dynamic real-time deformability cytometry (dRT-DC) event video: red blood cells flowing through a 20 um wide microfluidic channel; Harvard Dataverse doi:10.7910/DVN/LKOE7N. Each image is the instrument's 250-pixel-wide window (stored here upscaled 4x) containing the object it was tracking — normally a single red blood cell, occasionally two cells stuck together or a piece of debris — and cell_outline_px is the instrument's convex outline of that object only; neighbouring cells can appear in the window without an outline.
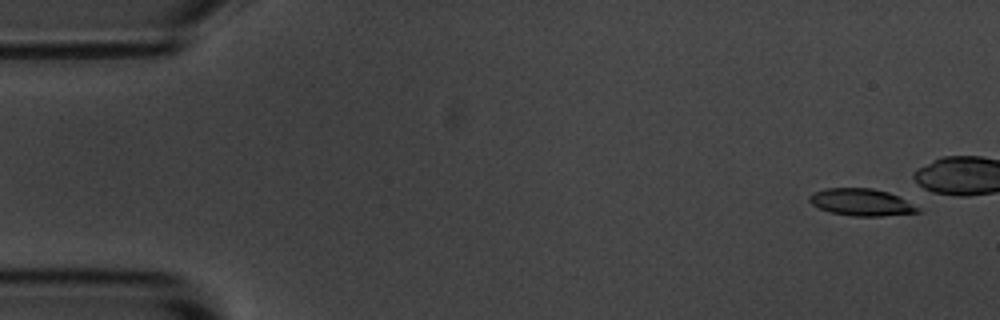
{"species": "common noctule bat (a hibernating species)", "species_latin": "Nyctalus noctula", "temperature_condition": "room temperature", "stored_images_in_passage": 8, "camera_frame_rate_fps": 3000, "um_per_image_px": 0.085, "animal": {"sex": "male", "body_mass_g": 20.1, "forearm_length_mm": 53.5}, "frame": {"image": 1, "passage_image": 3, "time_ms": 0.667, "image_size_px": [1000, 320], "cell_outline_px": [[924, 212], [880, 216], [852, 216], [828, 212], [812, 204], [808, 200], [808, 196], [812, 192], [824, 188], [872, 188], [888, 192], [900, 196], [920, 208]], "centroid_in_image_um": [73.23, 17.19], "position_along_channel_um": 11.8, "area_um2": 17.4}}